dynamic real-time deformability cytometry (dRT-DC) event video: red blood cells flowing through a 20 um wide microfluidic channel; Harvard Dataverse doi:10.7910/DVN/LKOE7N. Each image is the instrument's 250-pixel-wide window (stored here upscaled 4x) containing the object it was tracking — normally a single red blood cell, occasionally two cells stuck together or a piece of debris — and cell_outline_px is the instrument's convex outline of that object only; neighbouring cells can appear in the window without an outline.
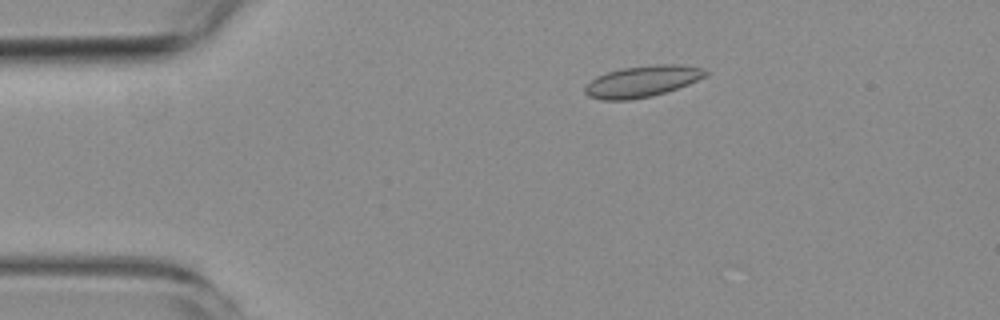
{"species": "common noctule bat (a hibernating species)", "species_latin": "Nyctalus noctula", "temperature_condition": "room temperature", "stored_images_in_passage": 2, "camera_frame_rate_fps": 3000, "um_per_image_px": 0.085, "animal": {"sex": "female", "body_mass_g": 19.3, "forearm_length_mm": 54.1}, "frame": {"image": 1, "passage_image": 1, "time_ms": 0.0, "image_size_px": [1000, 320], "cell_outline_px": [[708, 76], [688, 84], [652, 96], [628, 100], [604, 100], [588, 96], [584, 92], [584, 88], [596, 76], [604, 72], [624, 68], [656, 64], [680, 64], [700, 68], [708, 72]], "centroid_in_image_um": [54.58, 6.91], "position_along_channel_um": 30.4, "area_um2": 21.91}}